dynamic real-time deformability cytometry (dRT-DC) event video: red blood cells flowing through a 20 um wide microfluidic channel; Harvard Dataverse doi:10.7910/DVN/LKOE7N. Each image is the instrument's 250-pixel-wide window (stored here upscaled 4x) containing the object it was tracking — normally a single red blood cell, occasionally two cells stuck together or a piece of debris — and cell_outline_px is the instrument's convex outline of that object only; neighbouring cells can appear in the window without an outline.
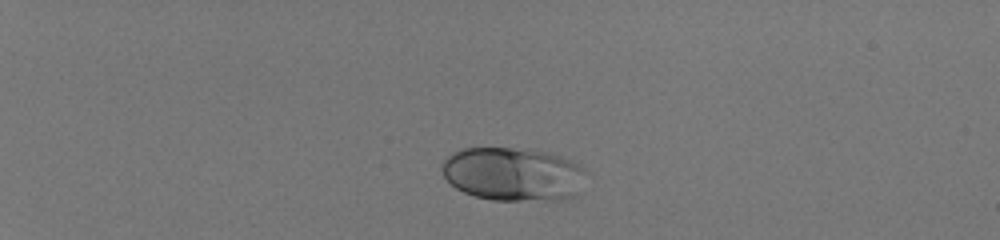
{"species": "human", "species_latin": "Homo sapiens", "temperature_condition": "room temperature", "stored_images_in_passage": 40, "camera_frame_rate_fps": 3000, "um_per_image_px": 0.085, "donor": {"sex": "male"}, "frame": {"image": 1, "passage_image": 1, "time_ms": 0.0, "image_size_px": [1000, 240], "cell_outline_px": [[528, 196], [480, 196], [468, 192], [460, 188], [448, 180], [444, 172], [444, 168], [448, 160], [452, 156], [460, 152], [472, 148], [500, 148], [516, 152]], "centroid_in_image_um": [41.38, 14.65], "position_along_channel_um": 43.6, "area_um2": 23.24}}
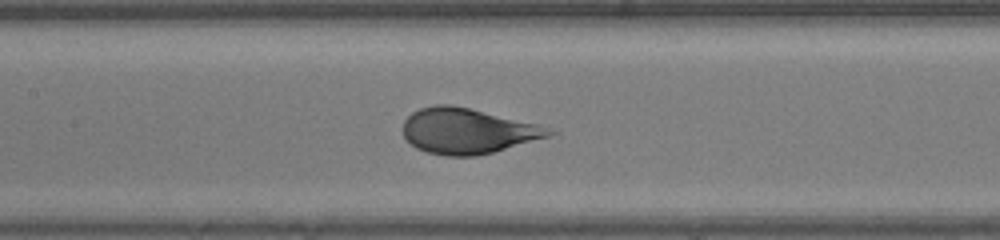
{"frame": {"image": 2, "passage_image": 17, "time_ms": 5.333, "image_size_px": [1000, 240], "cell_outline_px": [[540, 136], [488, 152], [436, 152], [420, 148], [408, 140], [404, 132], [404, 124], [416, 112], [428, 108], [464, 108], [516, 124]], "centroid_in_image_um": [39.29, 11.15], "position_along_channel_um": 168.1, "area_um2": 30.98}}
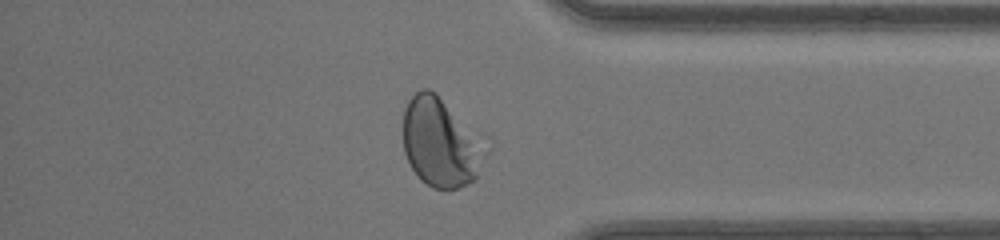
{"frame": {"image": 3, "passage_image": 34, "time_ms": 11.0, "image_size_px": [1000, 240], "cell_outline_px": [[468, 180], [452, 188], [436, 188], [428, 184], [416, 172], [408, 156], [404, 144], [404, 116], [408, 104], [420, 92], [432, 92], [436, 96], [448, 120]], "centroid_in_image_um": [36.74, 12.17], "position_along_channel_um": 398.5, "area_um2": 29.59}}